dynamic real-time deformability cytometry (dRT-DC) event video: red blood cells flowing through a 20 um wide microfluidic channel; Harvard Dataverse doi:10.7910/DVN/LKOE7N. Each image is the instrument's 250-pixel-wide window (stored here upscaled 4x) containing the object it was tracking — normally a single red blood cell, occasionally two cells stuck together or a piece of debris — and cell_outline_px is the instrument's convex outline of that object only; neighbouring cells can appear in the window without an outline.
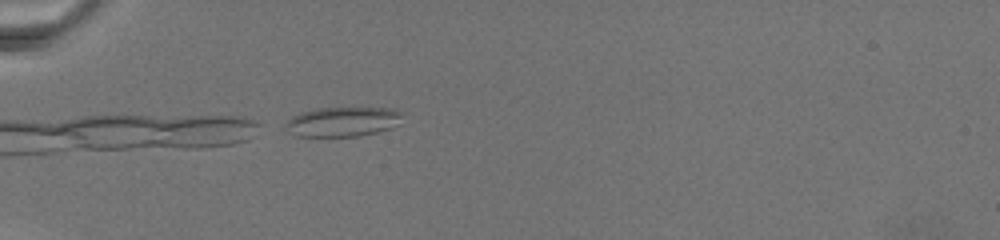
{"species": "common noctule bat (a hibernating species)", "species_latin": "Nyctalus noctula", "temperature_condition": "warm", "stored_images_in_passage": 9, "camera_frame_rate_fps": 3000, "um_per_image_px": 0.085, "animal": {"sex": "female", "body_mass_g": 19.5, "forearm_length_mm": 54.1}, "frame": {"image": 1, "passage_image": 1, "time_ms": 0.0, "image_size_px": [1000, 240], "cell_outline_px": [[400, 124], [392, 128], [360, 136], [292, 136], [284, 132], [284, 124], [292, 116], [300, 112], [316, 108], [396, 108], [400, 112]], "centroid_in_image_um": [29.06, 10.35], "position_along_channel_um": 55.9, "area_um2": 20.52}}